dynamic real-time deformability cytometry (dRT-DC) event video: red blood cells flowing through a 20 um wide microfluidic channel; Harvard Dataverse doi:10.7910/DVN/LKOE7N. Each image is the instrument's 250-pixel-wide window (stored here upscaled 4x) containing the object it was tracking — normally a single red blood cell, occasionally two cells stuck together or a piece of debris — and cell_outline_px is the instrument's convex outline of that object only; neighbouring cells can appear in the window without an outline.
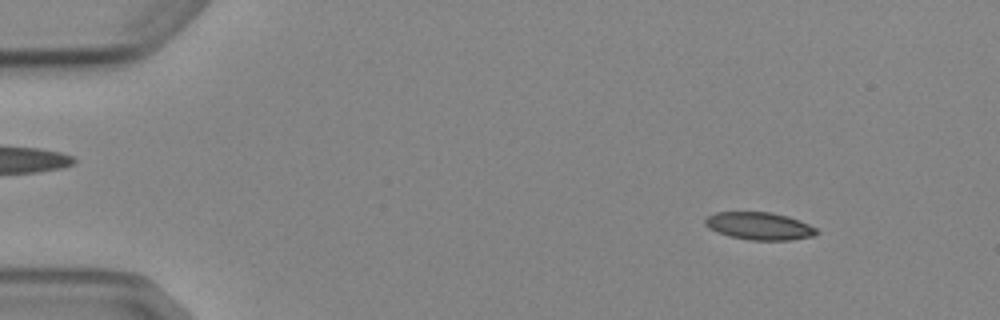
{"species": "Egyptian fruit bat (a non-hibernating species)", "species_latin": "Rousettus aegyptiacus", "temperature_condition": "cold", "stored_images_in_passage": 7, "camera_frame_rate_fps": 3000, "um_per_image_px": 0.085, "animal": {"sex": "female"}, "frame": {"image": 1, "passage_image": 1, "time_ms": 0.0, "image_size_px": [1000, 320], "cell_outline_px": [[820, 232], [812, 236], [792, 240], [748, 240], [728, 236], [716, 232], [708, 228], [704, 224], [704, 220], [708, 216], [716, 212], [772, 212], [788, 216], [800, 220], [816, 228]], "centroid_in_image_um": [64.53, 19.21], "position_along_channel_um": 20.5, "area_um2": 18.09}}
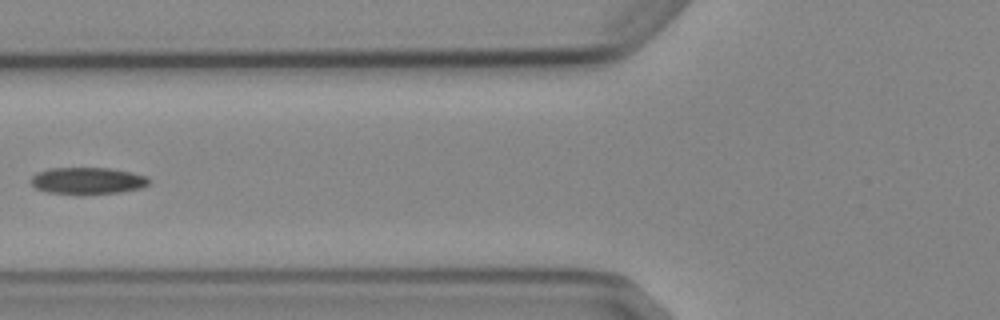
{"frame": {"image": 2, "passage_image": 5, "time_ms": 5.0, "image_size_px": [1000, 320], "cell_outline_px": [[152, 180], [148, 184], [140, 188], [120, 192], [48, 192], [36, 188], [32, 184], [32, 176], [36, 172], [48, 168], [112, 168], [132, 172], [148, 176]], "centroid_in_image_um": [7.49, 15.31], "position_along_channel_um": 118.3, "area_um2": 17.92}}
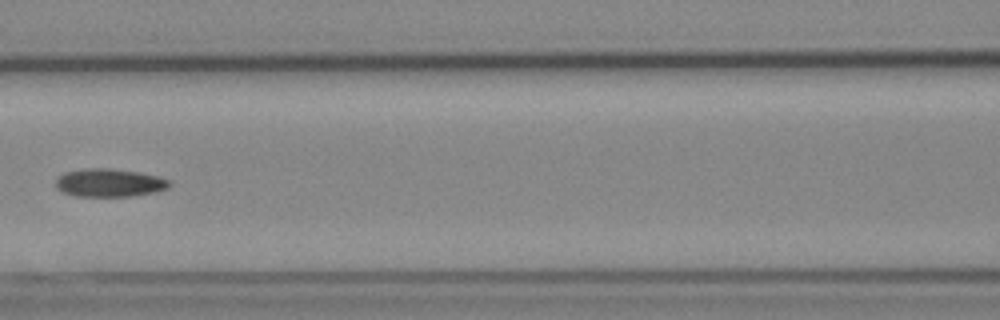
{"frame": {"image": 3, "passage_image": 6, "time_ms": 6.0, "image_size_px": [1000, 320], "cell_outline_px": [[172, 184], [168, 188], [156, 192], [132, 196], [76, 196], [64, 192], [56, 188], [56, 180], [64, 172], [84, 168], [108, 168], [140, 172], [160, 176], [172, 180]], "centroid_in_image_um": [9.36, 15.53], "position_along_channel_um": 157.2, "area_um2": 18.84}}